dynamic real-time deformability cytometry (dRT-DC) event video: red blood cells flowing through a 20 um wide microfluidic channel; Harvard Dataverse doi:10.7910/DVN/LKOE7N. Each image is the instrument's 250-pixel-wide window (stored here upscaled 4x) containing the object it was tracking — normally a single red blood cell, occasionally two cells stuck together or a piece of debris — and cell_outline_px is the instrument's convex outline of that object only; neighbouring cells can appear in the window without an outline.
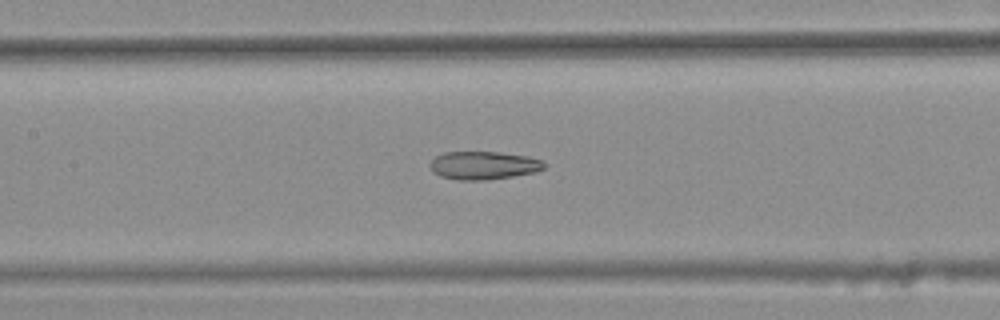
{"species": "common noctule bat (a hibernating species)", "species_latin": "Nyctalus noctula", "temperature_condition": "warm", "stored_images_in_passage": 47, "camera_frame_rate_fps": 3000, "um_per_image_px": 0.085, "animal": {"sex": "female", "body_mass_g": 25.1}, "frame": {"image": 1, "passage_image": 24, "time_ms": 7.667, "image_size_px": [1000, 320], "cell_outline_px": [[544, 168], [536, 172], [488, 180], [456, 180], [440, 176], [432, 172], [428, 164], [436, 156], [444, 152], [500, 152], [528, 156], [540, 160], [544, 164]], "centroid_in_image_um": [41.06, 14.06], "position_along_channel_um": 166.3, "area_um2": 18.79}}
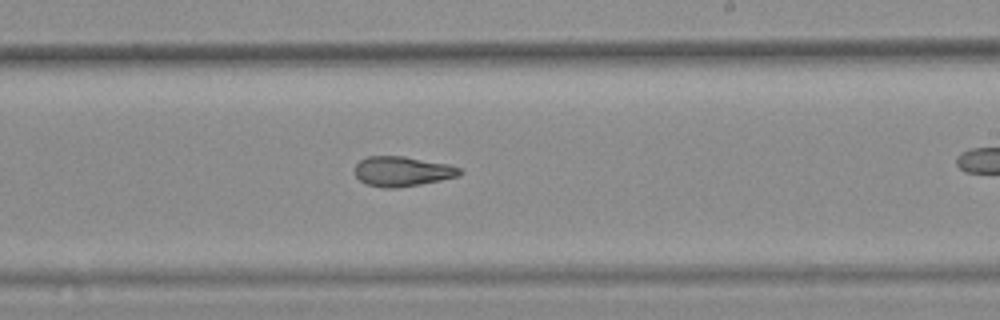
{"frame": {"image": 2, "passage_image": 31, "time_ms": 10.0, "image_size_px": [1000, 320], "cell_outline_px": [[464, 172], [460, 176], [420, 184], [396, 188], [384, 188], [364, 184], [356, 176], [356, 164], [360, 160], [368, 156], [404, 156], [448, 164], [460, 168]], "centroid_in_image_um": [34.21, 14.57], "position_along_channel_um": 254.8, "area_um2": 18.32}}
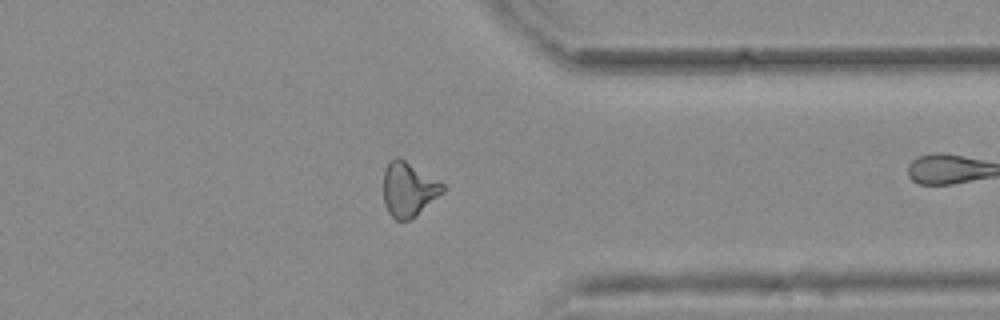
{"frame": {"image": 3, "passage_image": 41, "time_ms": 13.333, "image_size_px": [1000, 320], "cell_outline_px": [[444, 192], [412, 220], [396, 220], [388, 212], [384, 204], [384, 168], [396, 156], [404, 160], [444, 184]], "centroid_in_image_um": [34.73, 16.13], "position_along_channel_um": 376.7, "area_um2": 18.67}, "authors_computed_cell_mechanics": {"area_um2": 18.9006, "velocity_mm_per_s": 3.8123, "shape_relaxation_time_tau1_ms": null, "shape_relaxation_time_tau2_ms": 2.418, "deformation_change_tau1": null, "deformation_change_tau2": 0.1113}}